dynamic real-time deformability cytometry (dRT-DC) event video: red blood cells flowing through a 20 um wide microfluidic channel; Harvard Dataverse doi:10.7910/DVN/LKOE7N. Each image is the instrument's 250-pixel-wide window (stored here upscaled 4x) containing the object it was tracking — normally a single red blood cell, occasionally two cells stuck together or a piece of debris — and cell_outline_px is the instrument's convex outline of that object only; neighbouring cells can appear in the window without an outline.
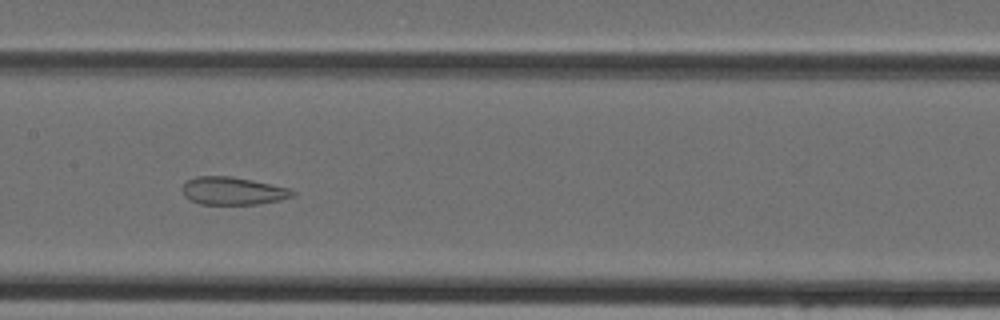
{"species": "Egyptian fruit bat (a non-hibernating species)", "species_latin": "Rousettus aegyptiacus", "temperature_condition": "cold", "stored_images_in_passage": 43, "camera_frame_rate_fps": 3000, "um_per_image_px": 0.085, "animal": {"sex": "female"}, "frame": {"image": 1, "passage_image": 20, "time_ms": 6.333, "image_size_px": [1000, 320], "cell_outline_px": [[296, 196], [280, 200], [260, 204], [200, 204], [184, 196], [180, 188], [188, 180], [196, 176], [232, 176], [252, 180], [288, 188], [296, 192]], "centroid_in_image_um": [19.8, 16.23], "position_along_channel_um": 187.6, "area_um2": 17.92}}
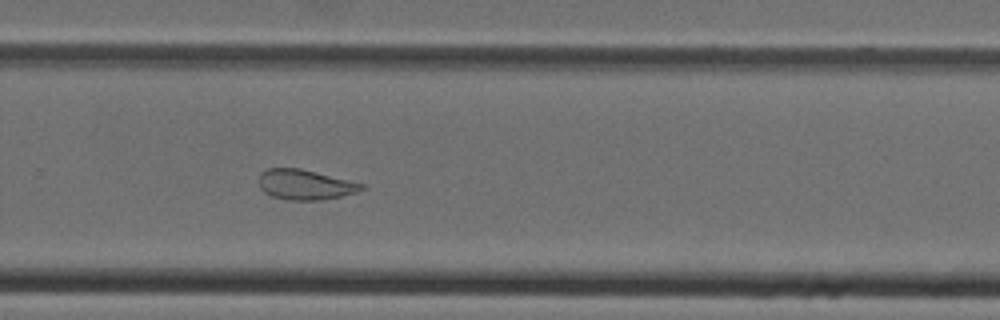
{"frame": {"image": 2, "passage_image": 28, "time_ms": 9.0, "image_size_px": [1000, 320], "cell_outline_px": [[364, 188], [356, 192], [324, 200], [288, 200], [272, 196], [264, 192], [260, 188], [256, 180], [260, 172], [268, 168], [300, 168], [364, 184]], "centroid_in_image_um": [25.86, 15.69], "position_along_channel_um": 303.9, "area_um2": 18.09}}
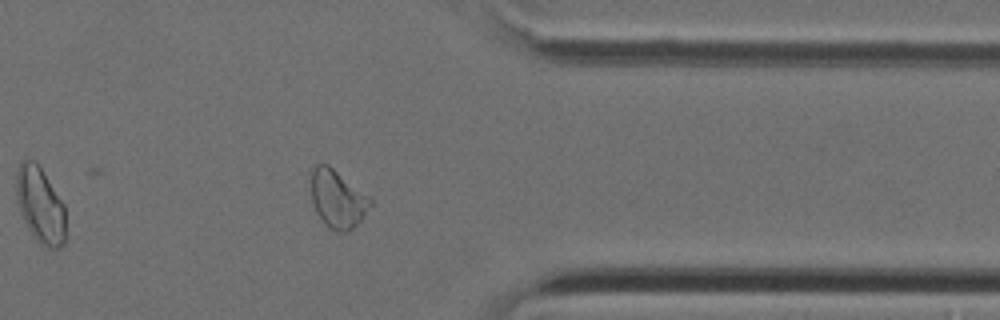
{"frame": {"image": 3, "passage_image": 34, "time_ms": 11.0, "image_size_px": [1000, 320], "cell_outline_px": [[372, 204], [360, 220], [348, 232], [340, 232], [328, 228], [324, 224], [316, 212], [312, 204], [312, 168], [316, 164], [328, 164], [372, 196]], "centroid_in_image_um": [28.72, 16.9], "position_along_channel_um": 382.7, "area_um2": 20.23}}